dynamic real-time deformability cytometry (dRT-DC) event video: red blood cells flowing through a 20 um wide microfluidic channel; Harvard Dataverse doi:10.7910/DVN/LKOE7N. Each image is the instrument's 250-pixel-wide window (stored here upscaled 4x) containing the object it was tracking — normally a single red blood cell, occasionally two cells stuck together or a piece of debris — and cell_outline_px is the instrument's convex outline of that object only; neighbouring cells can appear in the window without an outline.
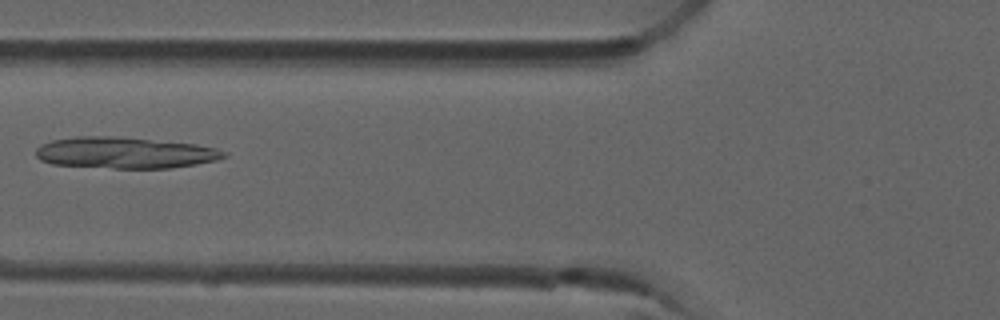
{"species": "common noctule bat (a hibernating species)", "species_latin": "Nyctalus noctula", "temperature_condition": "room temperature", "stored_images_in_passage": 3, "camera_frame_rate_fps": 3000, "um_per_image_px": 0.085, "animal": {"sex": "male", "forearm_length_mm": 52.5}, "frame": {"image": 1, "passage_image": 3, "time_ms": 0.667, "image_size_px": [1000, 320], "cell_outline_px": [[228, 156], [216, 160], [196, 164], [172, 168], [112, 168], [52, 164], [40, 160], [36, 156], [36, 148], [40, 144], [52, 140], [76, 136], [112, 136], [196, 144], [216, 148], [228, 152]], "centroid_in_image_um": [10.61, 12.98], "position_along_channel_um": 115.2, "area_um2": 34.39}}